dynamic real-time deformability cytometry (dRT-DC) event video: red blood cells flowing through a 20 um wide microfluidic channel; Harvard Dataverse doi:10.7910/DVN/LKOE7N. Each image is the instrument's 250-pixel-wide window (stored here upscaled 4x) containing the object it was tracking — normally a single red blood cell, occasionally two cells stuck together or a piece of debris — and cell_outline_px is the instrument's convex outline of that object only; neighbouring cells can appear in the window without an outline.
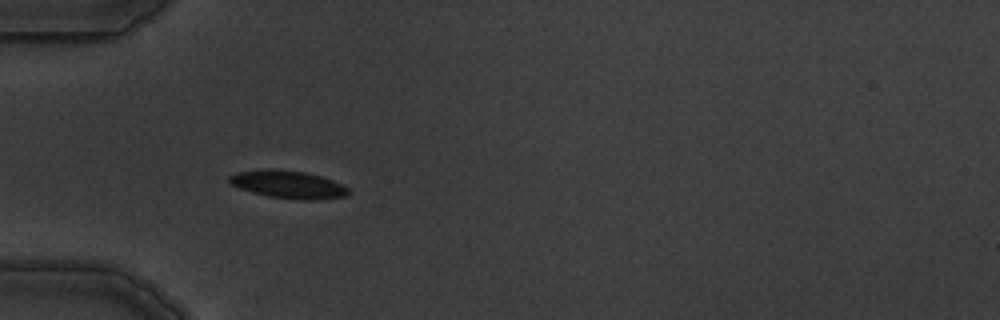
{"species": "common noctule bat (a hibernating species)", "species_latin": "Nyctalus noctula", "temperature_condition": "warm", "stored_images_in_passage": 3, "camera_frame_rate_fps": 3000, "um_per_image_px": 0.085, "animal": {"sex": "male", "body_mass_g": 19.5, "forearm_length_mm": 54.6}, "frame": {"image": 1, "passage_image": 2, "time_ms": 2.0, "image_size_px": [1000, 320], "cell_outline_px": [[352, 192], [344, 196], [320, 200], [300, 200], [268, 196], [252, 192], [240, 188], [232, 184], [228, 180], [228, 176], [236, 172], [268, 168], [272, 168], [304, 172], [320, 176], [332, 180], [348, 188]], "centroid_in_image_um": [24.49, 15.68], "position_along_channel_um": 60.5, "area_um2": 19.31}}
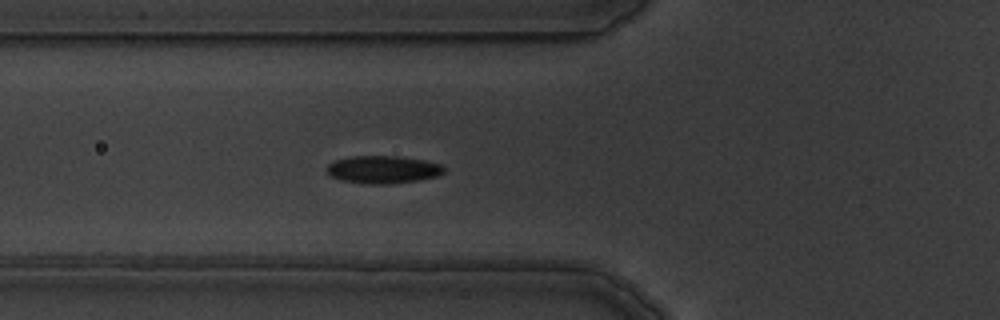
{"frame": {"image": 2, "passage_image": 3, "time_ms": 3.0, "image_size_px": [1000, 320], "cell_outline_px": [[444, 172], [436, 176], [416, 180], [392, 184], [368, 184], [340, 180], [332, 176], [328, 172], [328, 164], [336, 160], [352, 156], [396, 156], [424, 160], [440, 164], [444, 168]], "centroid_in_image_um": [32.55, 14.41], "position_along_channel_um": 93.3, "area_um2": 18.67}}